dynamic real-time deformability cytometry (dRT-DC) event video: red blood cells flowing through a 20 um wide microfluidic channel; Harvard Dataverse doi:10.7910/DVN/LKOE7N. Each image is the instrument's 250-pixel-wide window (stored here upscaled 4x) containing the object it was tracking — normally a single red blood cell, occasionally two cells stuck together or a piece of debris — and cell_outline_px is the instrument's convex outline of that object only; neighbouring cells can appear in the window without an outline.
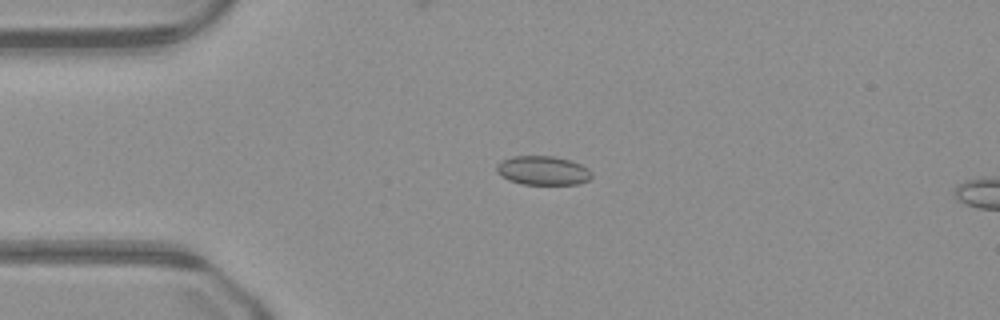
{"species": "common noctule bat (a hibernating species)", "species_latin": "Nyctalus noctula", "temperature_condition": "warm", "stored_images_in_passage": 14, "camera_frame_rate_fps": 3000, "um_per_image_px": 0.085, "animal": {"sex": "male", "body_mass_g": 23.1, "forearm_length_mm": 52.7}, "frame": {"image": 1, "passage_image": 10, "time_ms": 3.0, "image_size_px": [1000, 320], "cell_outline_px": [[592, 176], [588, 180], [580, 184], [520, 184], [508, 180], [496, 172], [496, 164], [512, 156], [552, 156], [568, 160], [580, 164], [588, 168], [592, 172]], "centroid_in_image_um": [46.13, 14.5], "position_along_channel_um": 38.9, "area_um2": 16.07}}